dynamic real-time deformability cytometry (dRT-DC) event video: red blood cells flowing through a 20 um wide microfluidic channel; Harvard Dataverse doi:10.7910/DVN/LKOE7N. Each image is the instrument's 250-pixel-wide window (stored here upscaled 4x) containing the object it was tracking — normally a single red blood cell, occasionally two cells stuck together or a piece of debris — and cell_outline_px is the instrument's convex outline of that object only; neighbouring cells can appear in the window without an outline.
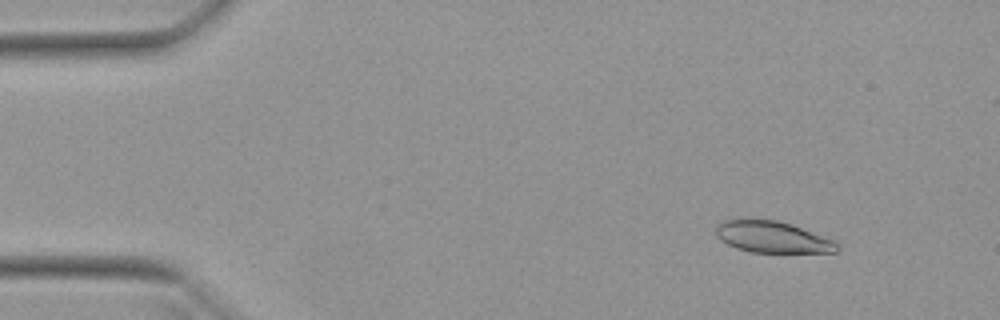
{"species": "Egyptian fruit bat (a non-hibernating species)", "species_latin": "Rousettus aegyptiacus", "temperature_condition": "warm", "stored_images_in_passage": 52, "camera_frame_rate_fps": 3000, "um_per_image_px": 0.085, "animal": {"sex": "female"}, "frame": {"image": 1, "passage_image": 6, "time_ms": 1.667, "image_size_px": [1000, 320], "cell_outline_px": [[840, 248], [836, 252], [752, 252], [736, 248], [720, 240], [716, 236], [716, 224], [724, 220], [776, 220], [792, 224], [832, 240]], "centroid_in_image_um": [65.61, 20.15], "position_along_channel_um": 19.4, "area_um2": 21.85}}
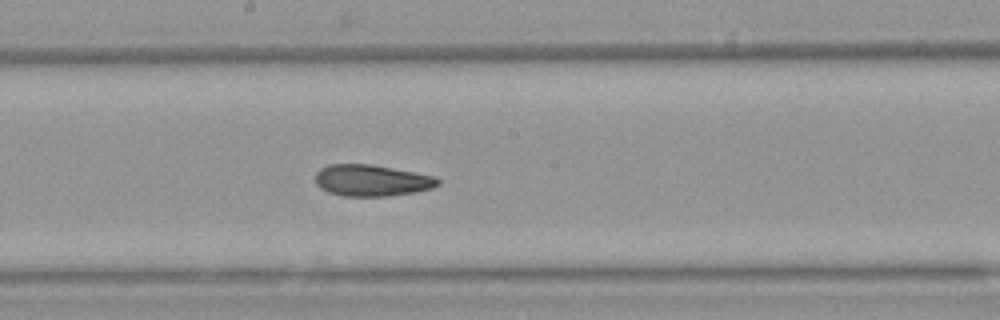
{"frame": {"image": 2, "passage_image": 28, "time_ms": 9.0, "image_size_px": [1000, 320], "cell_outline_px": [[440, 184], [432, 188], [416, 192], [388, 196], [344, 196], [328, 192], [320, 188], [316, 184], [316, 172], [320, 168], [328, 164], [372, 164], [436, 176], [440, 180]], "centroid_in_image_um": [31.6, 15.33], "position_along_channel_um": 216.6, "area_um2": 22.66}}
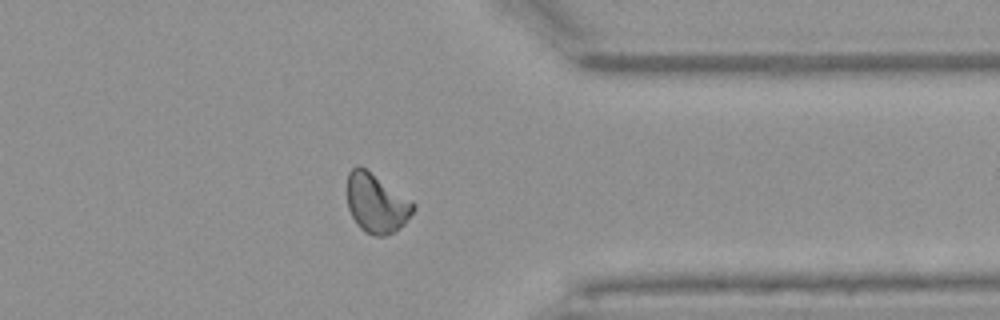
{"frame": {"image": 3, "passage_image": 41, "time_ms": 13.333, "image_size_px": [1000, 320], "cell_outline_px": [[416, 208], [404, 224], [400, 228], [384, 236], [376, 236], [364, 232], [356, 224], [348, 208], [348, 172], [356, 164], [360, 164], [412, 200], [416, 204]], "centroid_in_image_um": [32.0, 17.26], "position_along_channel_um": 379.4, "area_um2": 23.0}, "authors_computed_cell_mechanics": {"area_um2": 22.7732, "velocity_mm_per_s": 3.9541, "shape_relaxation_time_tau1_ms": null, "shape_relaxation_time_tau2_ms": 3.3354, "deformation_change_tau1": null, "deformation_change_tau2": 0.0834}}